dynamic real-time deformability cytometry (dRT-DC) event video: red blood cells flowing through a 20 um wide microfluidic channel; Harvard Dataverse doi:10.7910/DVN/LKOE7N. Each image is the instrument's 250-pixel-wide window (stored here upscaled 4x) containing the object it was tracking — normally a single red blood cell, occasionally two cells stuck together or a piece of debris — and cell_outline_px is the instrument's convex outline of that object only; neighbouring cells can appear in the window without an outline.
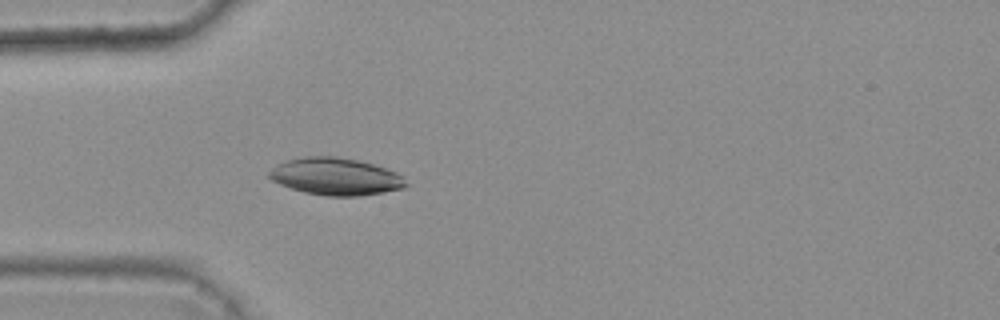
{"species": "common noctule bat (a hibernating species)", "species_latin": "Nyctalus noctula", "temperature_condition": "warm", "stored_images_in_passage": 4, "camera_frame_rate_fps": 3000, "um_per_image_px": 0.085, "animal": {"sex": "female", "body_mass_g": 25.1}, "frame": {"image": 1, "passage_image": 4, "time_ms": 1.0, "image_size_px": [1000, 320], "cell_outline_px": [[408, 184], [404, 188], [360, 196], [328, 196], [304, 192], [280, 184], [272, 180], [268, 176], [268, 172], [272, 168], [288, 160], [304, 156], [336, 156], [356, 160], [372, 164], [396, 172], [404, 176]], "centroid_in_image_um": [28.55, 15.01], "position_along_channel_um": 56.5, "area_um2": 29.48}}